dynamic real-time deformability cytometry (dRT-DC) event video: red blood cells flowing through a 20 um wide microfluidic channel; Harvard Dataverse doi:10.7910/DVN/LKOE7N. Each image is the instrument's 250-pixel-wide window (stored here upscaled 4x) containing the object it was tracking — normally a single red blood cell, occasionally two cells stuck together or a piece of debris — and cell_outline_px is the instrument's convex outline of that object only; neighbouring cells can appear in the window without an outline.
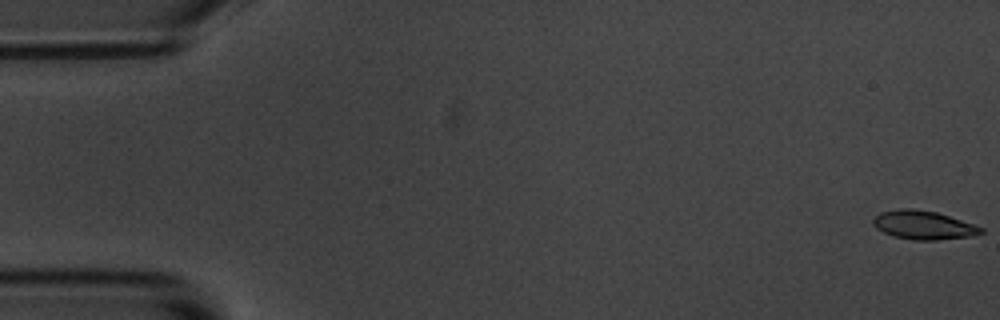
{"species": "common noctule bat (a hibernating species)", "species_latin": "Nyctalus noctula", "temperature_condition": "room temperature", "stored_images_in_passage": 56, "camera_frame_rate_fps": 3000, "um_per_image_px": 0.085, "animal": {"sex": "male", "body_mass_g": 20.1, "forearm_length_mm": 53.5}, "frame": {"image": 1, "passage_image": 1, "time_ms": 0.0, "image_size_px": [1000, 320], "cell_outline_px": [[984, 232], [972, 236], [936, 240], [916, 240], [892, 236], [876, 228], [872, 224], [872, 220], [880, 212], [900, 208], [912, 208], [936, 212], [984, 228]], "centroid_in_image_um": [78.46, 19.13], "position_along_channel_um": 6.5, "area_um2": 17.92}}
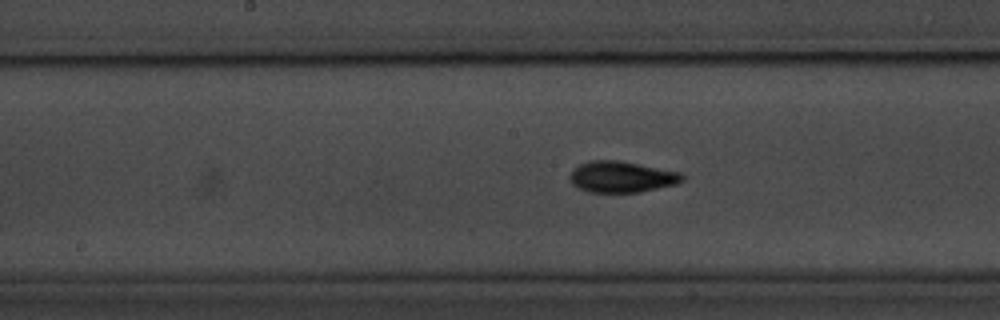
{"frame": {"image": 2, "passage_image": 28, "time_ms": 9.0, "image_size_px": [1000, 320], "cell_outline_px": [[684, 180], [676, 184], [640, 192], [588, 192], [576, 188], [572, 184], [568, 176], [572, 168], [588, 160], [616, 160], [684, 172]], "centroid_in_image_um": [52.81, 15.03], "position_along_channel_um": 195.4, "area_um2": 20.75}}
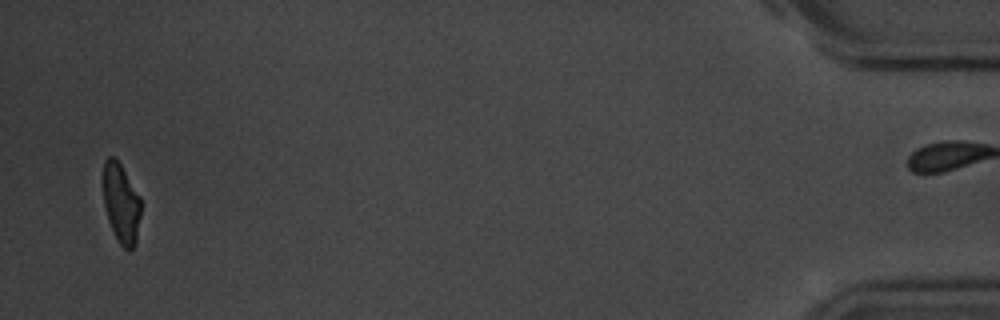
{"frame": {"image": 3, "passage_image": 54, "time_ms": 17.667, "image_size_px": [1000, 320], "cell_outline_px": [[140, 216], [136, 244], [128, 252], [116, 240], [108, 220], [104, 204], [104, 160], [108, 156], [112, 156], [120, 164], [140, 196]], "centroid_in_image_um": [10.31, 17.33], "position_along_channel_um": 424.9, "area_um2": 17.4}, "authors_computed_cell_mechanics": {"area_um2": 18.8139, "velocity_mm_per_s": 3.6511, "shape_relaxation_time_tau1_ms": 2.5198, "shape_relaxation_time_tau2_ms": 2.1289, "deformation_change_tau1": 0.1298, "deformation_change_tau2": 0.0784}}